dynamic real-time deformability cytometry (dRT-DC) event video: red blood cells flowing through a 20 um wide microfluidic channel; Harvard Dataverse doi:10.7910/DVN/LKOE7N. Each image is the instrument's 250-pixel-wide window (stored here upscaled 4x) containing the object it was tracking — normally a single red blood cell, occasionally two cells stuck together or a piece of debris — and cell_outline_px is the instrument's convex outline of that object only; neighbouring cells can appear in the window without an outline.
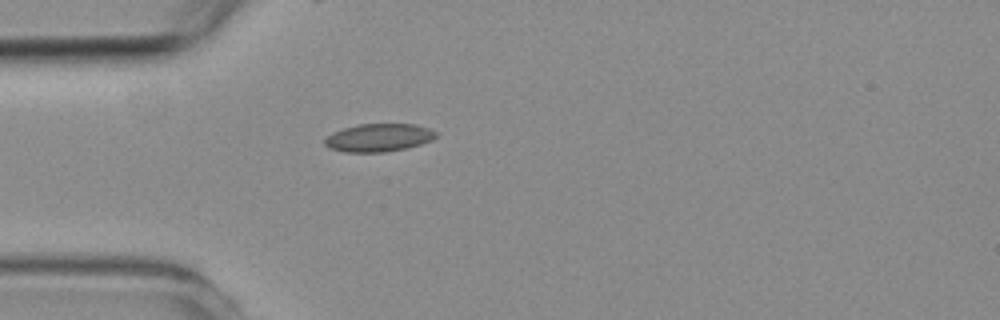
{"species": "common noctule bat (a hibernating species)", "species_latin": "Nyctalus noctula", "temperature_condition": "room temperature", "stored_images_in_passage": 1, "camera_frame_rate_fps": 3000, "um_per_image_px": 0.085, "animal": {"sex": "female", "body_mass_g": 19.3, "forearm_length_mm": 54.1}, "frame": {"image": 1, "passage_image": 1, "time_ms": 0.0, "image_size_px": [1000, 320], "cell_outline_px": [[436, 136], [432, 140], [408, 148], [384, 152], [344, 152], [328, 148], [324, 144], [324, 140], [328, 136], [344, 128], [360, 124], [416, 124], [428, 128], [436, 132]], "centroid_in_image_um": [32.2, 11.71], "position_along_channel_um": 52.8, "area_um2": 18.03}}